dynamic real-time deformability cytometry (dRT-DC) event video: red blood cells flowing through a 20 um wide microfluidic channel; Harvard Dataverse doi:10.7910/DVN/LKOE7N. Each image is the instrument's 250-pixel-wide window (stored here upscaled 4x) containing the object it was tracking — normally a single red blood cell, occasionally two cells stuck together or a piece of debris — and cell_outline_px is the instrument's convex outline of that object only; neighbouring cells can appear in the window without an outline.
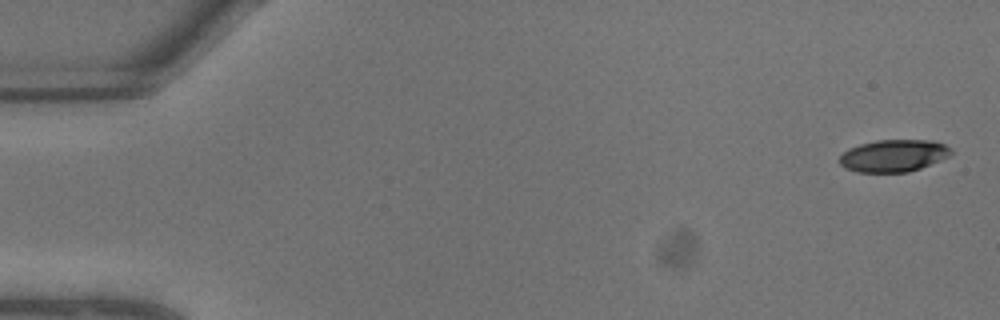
{"species": "common noctule bat (a hibernating species)", "species_latin": "Nyctalus noctula", "temperature_condition": "warm", "stored_images_in_passage": 7, "camera_frame_rate_fps": 3000, "um_per_image_px": 0.085, "animal": {"sex": "male", "body_mass_g": 13.3}, "frame": {"image": 1, "passage_image": 1, "time_ms": 0.0, "image_size_px": [1000, 320], "cell_outline_px": [[952, 152], [948, 156], [920, 168], [908, 172], [856, 172], [844, 168], [840, 164], [840, 156], [848, 148], [860, 144], [876, 140], [932, 140], [944, 144], [952, 148]], "centroid_in_image_um": [75.93, 13.23], "position_along_channel_um": 9.1, "area_um2": 20.87}}
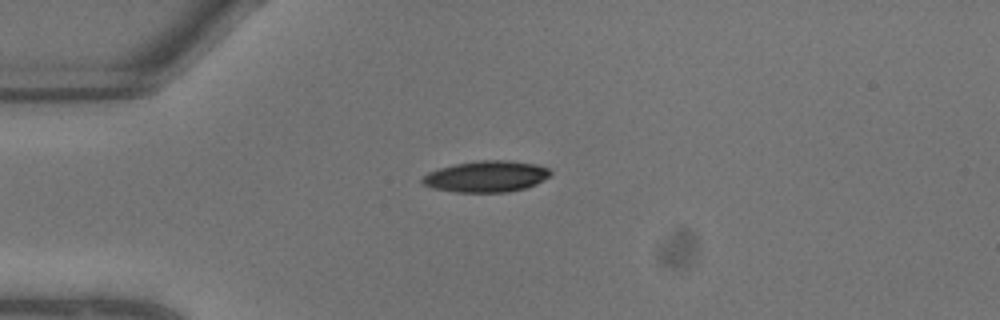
{"frame": {"image": 2, "passage_image": 6, "time_ms": 1.667, "image_size_px": [1000, 320], "cell_outline_px": [[552, 176], [536, 184], [524, 188], [504, 192], [456, 192], [432, 188], [424, 184], [420, 180], [428, 172], [440, 168], [456, 164], [476, 160], [508, 160], [536, 164], [548, 168], [552, 172]], "centroid_in_image_um": [41.36, 14.99], "position_along_channel_um": 43.6, "area_um2": 23.35}}